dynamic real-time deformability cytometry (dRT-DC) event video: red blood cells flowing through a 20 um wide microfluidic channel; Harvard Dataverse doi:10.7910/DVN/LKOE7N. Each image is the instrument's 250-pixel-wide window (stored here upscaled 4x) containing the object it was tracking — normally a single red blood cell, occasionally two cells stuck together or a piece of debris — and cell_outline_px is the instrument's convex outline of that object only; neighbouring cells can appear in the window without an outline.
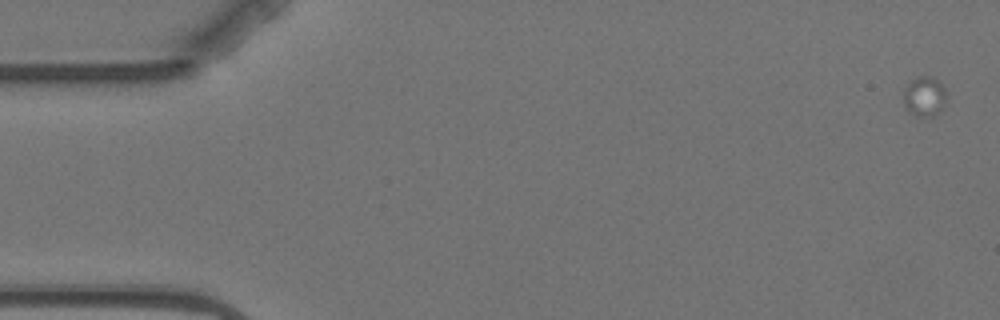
{"species": "Egyptian fruit bat (a non-hibernating species)", "species_latin": "Rousettus aegyptiacus", "temperature_condition": "warm", "stored_images_in_passage": 4, "camera_frame_rate_fps": 3000, "um_per_image_px": 0.085, "animal": {"sex": "female"}, "frame": {"image": 1, "passage_image": 1, "time_ms": 0.0, "image_size_px": [1000, 320], "cell_outline_px": [[948, 96], [944, 104], [932, 116], [916, 116], [904, 108], [904, 88], [908, 80], [916, 76], [932, 76], [948, 92]], "centroid_in_image_um": [78.55, 8.16], "position_along_channel_um": 6.5, "area_um2": 10.12}}